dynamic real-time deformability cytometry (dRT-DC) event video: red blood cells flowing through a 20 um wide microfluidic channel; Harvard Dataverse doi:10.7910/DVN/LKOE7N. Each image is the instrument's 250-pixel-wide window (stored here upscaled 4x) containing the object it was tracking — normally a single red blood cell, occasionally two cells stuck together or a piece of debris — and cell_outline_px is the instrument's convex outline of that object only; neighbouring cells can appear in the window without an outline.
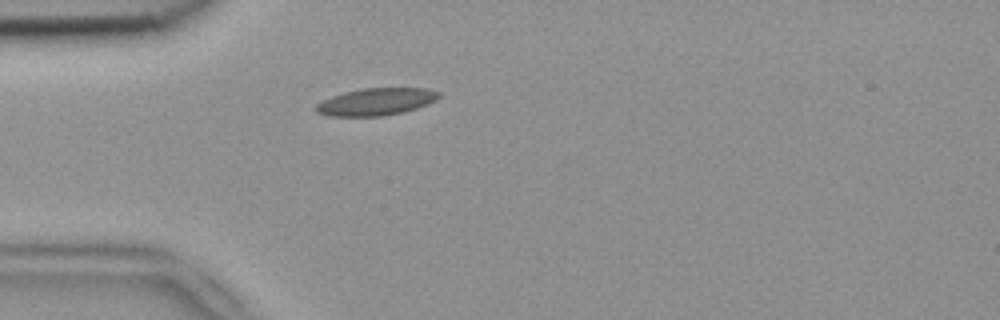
{"species": "common noctule bat (a hibernating species)", "species_latin": "Nyctalus noctula", "temperature_condition": "room temperature", "stored_images_in_passage": 1, "camera_frame_rate_fps": 3000, "um_per_image_px": 0.085, "animal": {"sex": "female", "body_mass_g": 18.4}, "frame": {"image": 1, "passage_image": 1, "time_ms": 0.0, "image_size_px": [1000, 320], "cell_outline_px": [[440, 96], [436, 100], [428, 104], [404, 112], [384, 116], [328, 116], [316, 112], [316, 104], [332, 96], [344, 92], [360, 88], [428, 88], [440, 92]], "centroid_in_image_um": [31.99, 8.64], "position_along_channel_um": 53.0, "area_um2": 19.59}}